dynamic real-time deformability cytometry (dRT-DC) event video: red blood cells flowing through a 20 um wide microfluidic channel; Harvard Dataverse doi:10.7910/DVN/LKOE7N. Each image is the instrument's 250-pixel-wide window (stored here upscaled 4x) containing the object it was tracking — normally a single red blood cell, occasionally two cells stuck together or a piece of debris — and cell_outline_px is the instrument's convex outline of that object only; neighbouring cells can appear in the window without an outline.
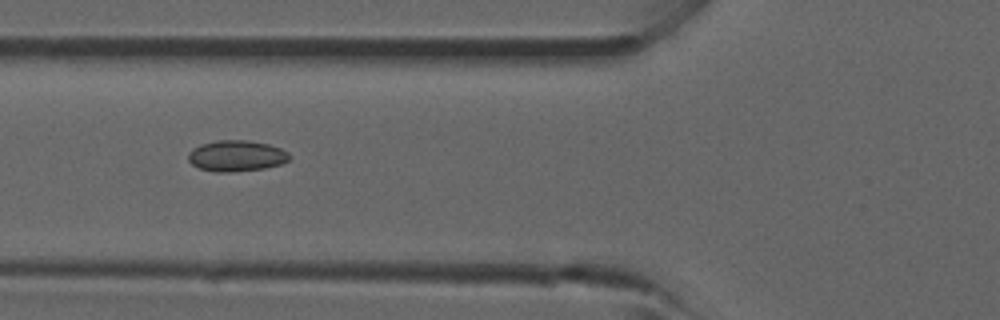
{"species": "common noctule bat (a hibernating species)", "species_latin": "Nyctalus noctula", "temperature_condition": "room temperature", "stored_images_in_passage": 5, "camera_frame_rate_fps": 3000, "um_per_image_px": 0.085, "animal": {"sex": "male", "forearm_length_mm": 52.5}, "frame": {"image": 1, "passage_image": 4, "time_ms": 3.333, "image_size_px": [1000, 320], "cell_outline_px": [[292, 156], [288, 160], [280, 164], [264, 168], [232, 172], [216, 172], [200, 168], [192, 164], [188, 160], [188, 152], [192, 148], [200, 144], [216, 140], [248, 140], [268, 144], [280, 148], [288, 152]], "centroid_in_image_um": [20.08, 13.24], "position_along_channel_um": 105.7, "area_um2": 18.38}}
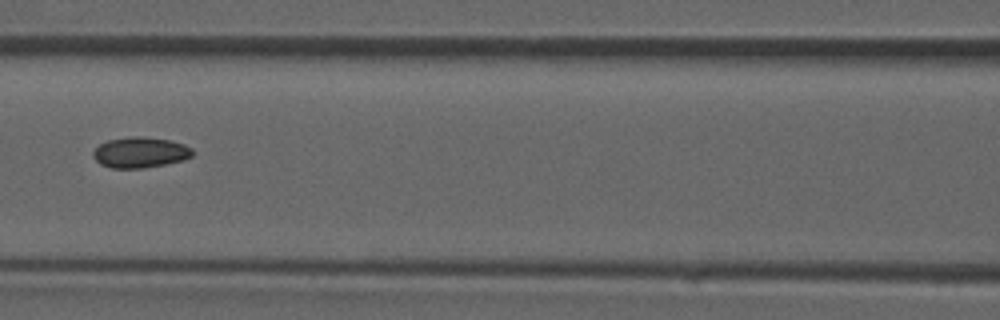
{"frame": {"image": 2, "passage_image": 5, "time_ms": 4.333, "image_size_px": [1000, 320], "cell_outline_px": [[192, 156], [184, 160], [144, 168], [112, 168], [100, 164], [92, 156], [92, 152], [100, 144], [108, 140], [132, 136], [140, 136], [168, 140], [184, 144], [192, 148]], "centroid_in_image_um": [11.9, 12.96], "position_along_channel_um": 154.7, "area_um2": 17.69}}